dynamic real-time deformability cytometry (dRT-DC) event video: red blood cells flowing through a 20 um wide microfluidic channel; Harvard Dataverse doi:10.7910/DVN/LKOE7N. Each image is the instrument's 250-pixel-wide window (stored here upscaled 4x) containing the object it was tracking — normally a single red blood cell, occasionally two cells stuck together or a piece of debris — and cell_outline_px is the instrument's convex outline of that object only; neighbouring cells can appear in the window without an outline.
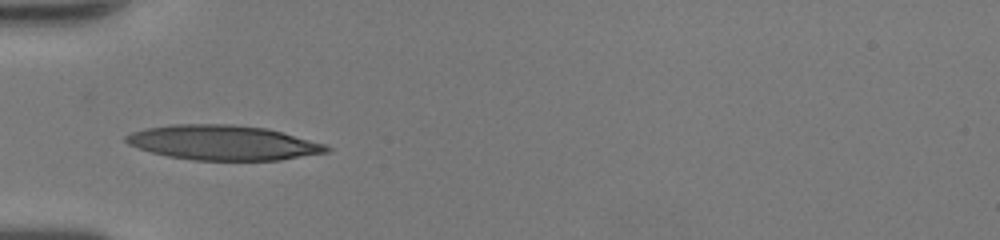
{"species": "human", "species_latin": "Homo sapiens", "temperature_condition": "room temperature", "stored_images_in_passage": 33, "camera_frame_rate_fps": 3000, "um_per_image_px": 0.085, "donor": {"sex": "female"}, "frame": {"image": 1, "passage_image": 1, "time_ms": 0.0, "image_size_px": [1000, 240], "cell_outline_px": [[332, 148], [328, 152], [280, 160], [192, 160], [168, 156], [152, 152], [128, 144], [124, 140], [124, 136], [132, 132], [144, 128], [172, 124], [232, 124], [268, 128], [324, 144]], "centroid_in_image_um": [18.94, 12.12], "position_along_channel_um": 66.1, "area_um2": 40.63}}
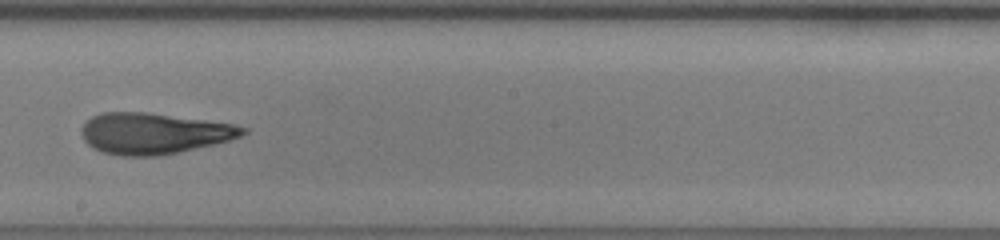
{"frame": {"image": 2, "passage_image": 13, "time_ms": 4.0, "image_size_px": [1000, 240], "cell_outline_px": [[248, 132], [240, 136], [228, 140], [180, 152], [156, 156], [120, 156], [104, 152], [92, 148], [84, 140], [80, 132], [80, 128], [92, 116], [100, 112], [144, 112], [204, 120], [232, 124], [248, 128]], "centroid_in_image_um": [13.02, 11.34], "position_along_channel_um": 235.2, "area_um2": 38.38}}
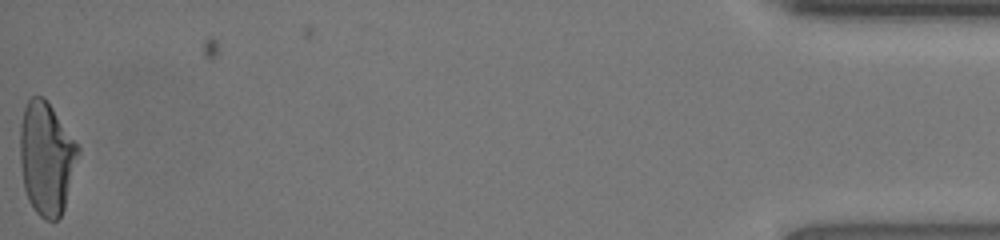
{"frame": {"image": 3, "passage_image": 33, "time_ms": 10.667, "image_size_px": [1000, 240], "cell_outline_px": [[80, 152], [64, 208], [60, 216], [56, 220], [44, 220], [36, 212], [28, 200], [24, 188], [20, 164], [20, 124], [24, 108], [28, 100], [32, 96], [40, 96], [48, 100], [80, 148]], "centroid_in_image_um": [3.94, 13.43], "position_along_channel_um": 431.3, "area_um2": 38.32}, "authors_computed_cell_mechanics": {"area_um2": 38.3792, "velocity_mm_per_s": 4.3287, "shape_relaxation_time_tau1_ms": null, "shape_relaxation_time_tau2_ms": 1.5792, "deformation_change_tau1": null, "deformation_change_tau2": 0.107}}